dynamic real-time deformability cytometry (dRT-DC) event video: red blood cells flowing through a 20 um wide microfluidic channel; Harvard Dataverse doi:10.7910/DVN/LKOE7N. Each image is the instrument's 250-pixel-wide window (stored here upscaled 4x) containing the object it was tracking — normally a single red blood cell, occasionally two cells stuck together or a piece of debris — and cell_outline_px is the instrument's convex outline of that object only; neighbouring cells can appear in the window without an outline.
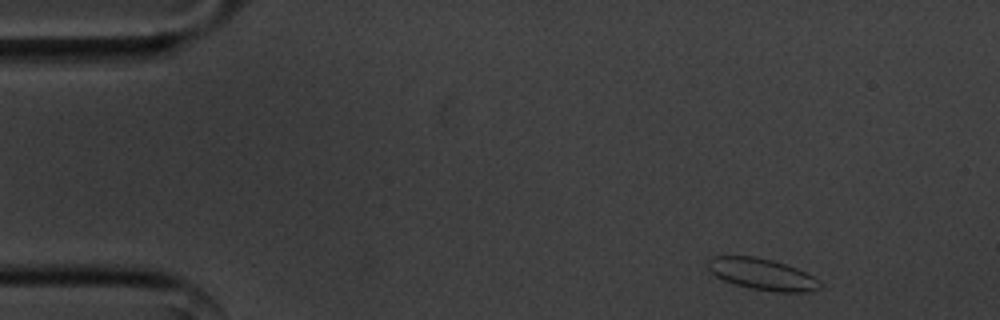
{"species": "common noctule bat (a hibernating species)", "species_latin": "Nyctalus noctula", "temperature_condition": "cold", "stored_images_in_passage": 12, "camera_frame_rate_fps": 3000, "um_per_image_px": 0.085, "animal": {"sex": "male", "body_mass_g": 20.1, "forearm_length_mm": 53.5}, "frame": {"image": 1, "passage_image": 2, "time_ms": 0.333, "image_size_px": [1000, 320], "cell_outline_px": [[820, 288], [808, 292], [776, 292], [752, 288], [736, 284], [724, 280], [716, 276], [708, 268], [708, 260], [712, 256], [756, 256], [772, 260], [796, 268], [820, 280]], "centroid_in_image_um": [64.79, 23.3], "position_along_channel_um": 20.2, "area_um2": 20.29}}